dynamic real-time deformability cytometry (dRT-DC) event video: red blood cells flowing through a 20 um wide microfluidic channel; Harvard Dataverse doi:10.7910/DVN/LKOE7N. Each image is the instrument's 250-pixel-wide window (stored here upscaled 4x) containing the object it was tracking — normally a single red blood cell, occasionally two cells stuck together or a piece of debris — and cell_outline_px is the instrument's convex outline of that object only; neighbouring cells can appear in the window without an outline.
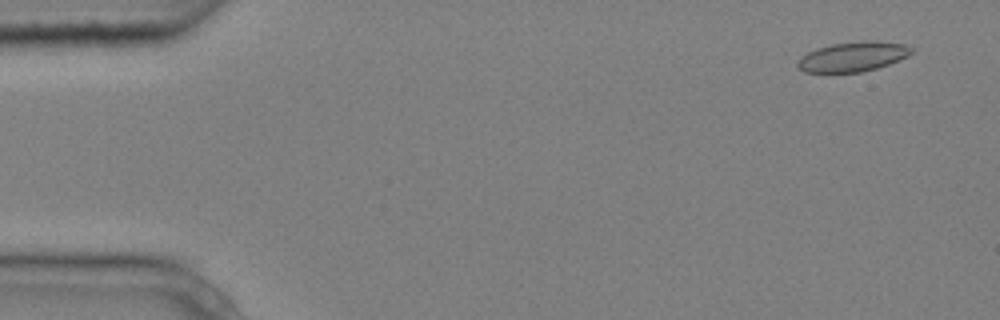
{"species": "common noctule bat (a hibernating species)", "species_latin": "Nyctalus noctula", "temperature_condition": "cold", "stored_images_in_passage": 5, "camera_frame_rate_fps": 3000, "um_per_image_px": 0.085, "animal": {"sex": "male", "body_mass_g": 20.4}, "frame": {"image": 1, "passage_image": 1, "time_ms": 0.0, "image_size_px": [1000, 320], "cell_outline_px": [[916, 52], [908, 56], [888, 64], [876, 68], [860, 72], [804, 72], [796, 64], [808, 52], [816, 48], [832, 44], [864, 40], [876, 40], [904, 44], [912, 48]], "centroid_in_image_um": [72.55, 4.8], "position_along_channel_um": 12.4, "area_um2": 19.65}}
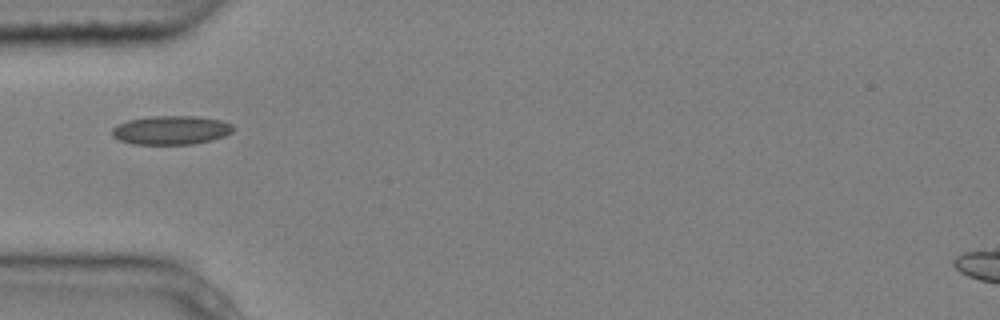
{"frame": {"image": 2, "passage_image": 5, "time_ms": 1.333, "image_size_px": [1000, 320], "cell_outline_px": [[236, 128], [232, 132], [224, 136], [212, 140], [192, 144], [132, 144], [120, 140], [112, 136], [112, 128], [116, 124], [128, 120], [152, 116], [196, 116], [220, 120], [232, 124]], "centroid_in_image_um": [14.54, 11.06], "position_along_channel_um": 70.5, "area_um2": 20.46}}